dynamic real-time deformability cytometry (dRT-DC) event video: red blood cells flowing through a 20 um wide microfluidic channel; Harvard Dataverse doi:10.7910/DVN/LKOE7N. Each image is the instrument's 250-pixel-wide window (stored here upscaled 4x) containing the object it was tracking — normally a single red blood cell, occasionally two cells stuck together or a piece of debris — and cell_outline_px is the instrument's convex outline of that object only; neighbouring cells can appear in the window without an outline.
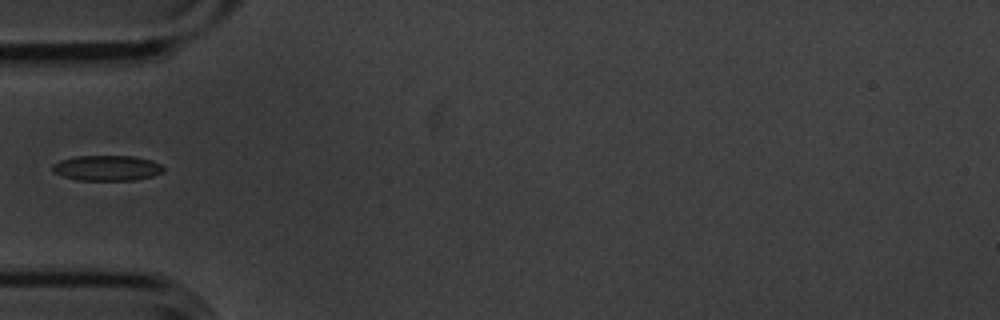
{"species": "common noctule bat (a hibernating species)", "species_latin": "Nyctalus noctula", "temperature_condition": "cold", "stored_images_in_passage": 6, "camera_frame_rate_fps": 3000, "um_per_image_px": 0.085, "animal": {"sex": "male", "body_mass_g": 20.1, "forearm_length_mm": 53.5}, "frame": {"image": 1, "passage_image": 6, "time_ms": 1.667, "image_size_px": [1000, 320], "cell_outline_px": [[164, 172], [152, 176], [136, 180], [76, 180], [60, 176], [52, 172], [52, 164], [60, 160], [76, 156], [136, 156], [152, 160], [160, 164], [164, 168]], "centroid_in_image_um": [9.07, 14.28], "position_along_channel_um": 75.9, "area_um2": 16.65}}